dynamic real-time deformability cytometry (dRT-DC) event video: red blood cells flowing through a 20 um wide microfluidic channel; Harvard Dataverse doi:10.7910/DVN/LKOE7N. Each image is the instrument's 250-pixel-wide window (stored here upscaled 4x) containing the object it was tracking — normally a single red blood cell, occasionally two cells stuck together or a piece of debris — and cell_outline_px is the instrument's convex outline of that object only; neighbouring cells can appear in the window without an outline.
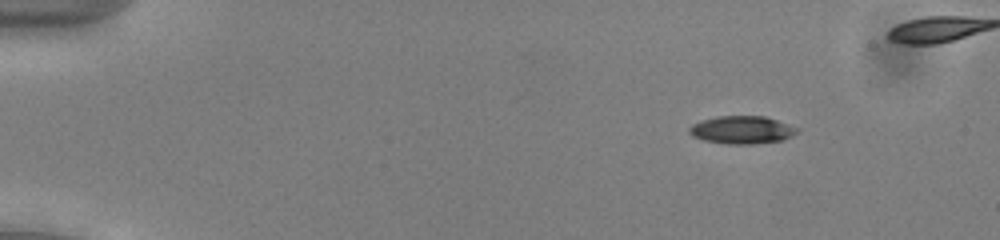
{"species": "common noctule bat (a hibernating species)", "species_latin": "Nyctalus noctula", "temperature_condition": "cold", "stored_images_in_passage": 24, "camera_frame_rate_fps": 3000, "um_per_image_px": 0.085, "animal": {"sex": "male", "body_mass_g": 13.0, "forearm_length_mm": 53.1}, "frame": {"image": 1, "passage_image": 8, "time_ms": 2.333, "image_size_px": [1000, 240], "cell_outline_px": [[800, 132], [784, 140], [752, 144], [724, 144], [704, 140], [692, 136], [688, 132], [688, 128], [692, 124], [700, 120], [716, 116], [764, 116], [800, 128]], "centroid_in_image_um": [63.06, 11.04], "position_along_channel_um": 21.9, "area_um2": 17.74}}
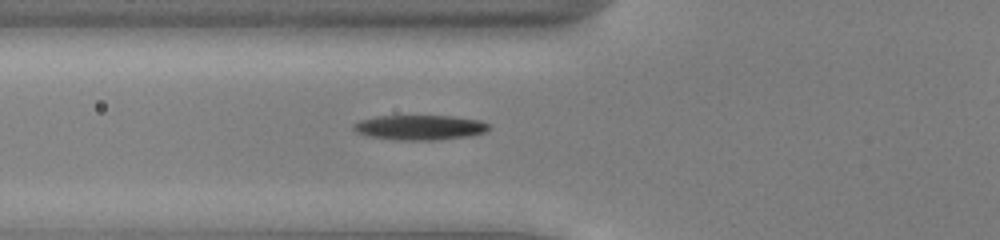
{"frame": {"image": 2, "passage_image": 21, "time_ms": 6.667, "image_size_px": [1000, 240], "cell_outline_px": [[492, 128], [484, 132], [468, 136], [436, 140], [396, 140], [368, 136], [356, 132], [352, 128], [352, 124], [360, 120], [376, 116], [452, 116], [480, 120], [488, 124]], "centroid_in_image_um": [35.66, 10.83], "position_along_channel_um": 90.1, "area_um2": 19.71}}
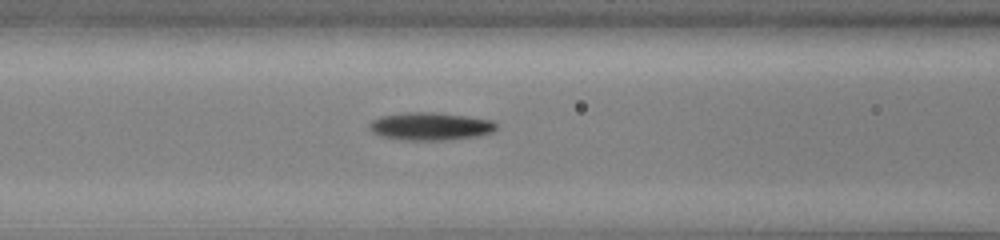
{"frame": {"image": 3, "passage_image": 24, "time_ms": 7.667, "image_size_px": [1000, 240], "cell_outline_px": [[496, 128], [492, 132], [480, 136], [444, 140], [404, 140], [380, 136], [372, 132], [368, 128], [368, 124], [372, 120], [380, 116], [404, 112], [432, 112], [464, 116], [492, 120], [496, 124]], "centroid_in_image_um": [36.53, 10.74], "position_along_channel_um": 130.1, "area_um2": 20.63}}